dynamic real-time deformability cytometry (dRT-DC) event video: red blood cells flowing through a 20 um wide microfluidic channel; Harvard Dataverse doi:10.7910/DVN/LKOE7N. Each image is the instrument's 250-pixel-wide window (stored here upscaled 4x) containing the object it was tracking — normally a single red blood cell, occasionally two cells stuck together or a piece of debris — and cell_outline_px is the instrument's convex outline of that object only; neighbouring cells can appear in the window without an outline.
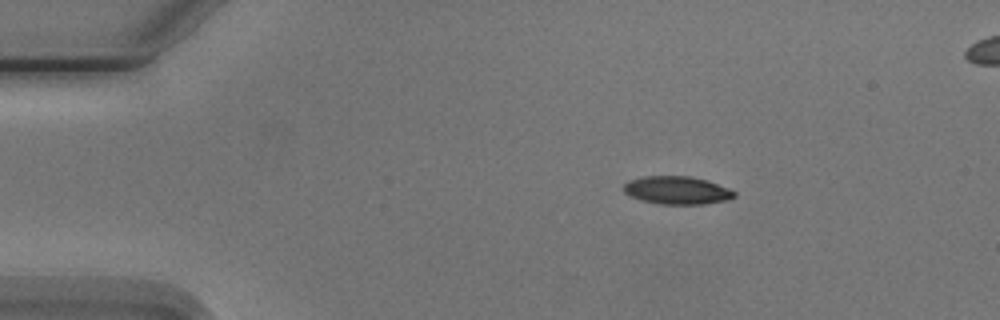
{"species": "Egyptian fruit bat (a non-hibernating species)", "species_latin": "Rousettus aegyptiacus", "temperature_condition": "cold", "stored_images_in_passage": 4, "camera_frame_rate_fps": 3000, "um_per_image_px": 0.085, "animal": {"sex": "male"}, "frame": {"image": 1, "passage_image": 1, "time_ms": 0.0, "image_size_px": [1000, 320], "cell_outline_px": [[736, 196], [728, 200], [704, 204], [660, 204], [640, 200], [624, 192], [624, 184], [628, 180], [644, 176], [688, 176], [708, 180], [728, 188], [736, 192]], "centroid_in_image_um": [57.56, 16.17], "position_along_channel_um": 27.4, "area_um2": 18.09}}